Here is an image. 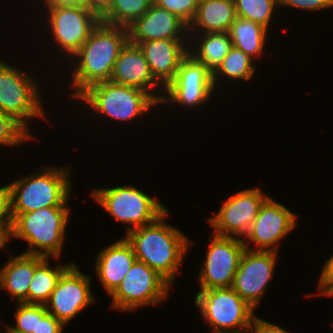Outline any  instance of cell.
Listing matches in <instances>:
<instances>
[{
	"label": "cell",
	"instance_id": "7402d4cb",
	"mask_svg": "<svg viewBox=\"0 0 333 333\" xmlns=\"http://www.w3.org/2000/svg\"><path fill=\"white\" fill-rule=\"evenodd\" d=\"M236 18L234 0L202 1L198 4L195 17L188 26V35L189 32H229Z\"/></svg>",
	"mask_w": 333,
	"mask_h": 333
},
{
	"label": "cell",
	"instance_id": "e0dca14e",
	"mask_svg": "<svg viewBox=\"0 0 333 333\" xmlns=\"http://www.w3.org/2000/svg\"><path fill=\"white\" fill-rule=\"evenodd\" d=\"M127 30L129 42L135 45L159 39L191 40L187 34L188 26L176 15L154 3Z\"/></svg>",
	"mask_w": 333,
	"mask_h": 333
},
{
	"label": "cell",
	"instance_id": "cb8c5ba5",
	"mask_svg": "<svg viewBox=\"0 0 333 333\" xmlns=\"http://www.w3.org/2000/svg\"><path fill=\"white\" fill-rule=\"evenodd\" d=\"M229 34L233 47L242 50L253 60L260 58L258 56L265 50L268 30L260 24L237 17L231 25Z\"/></svg>",
	"mask_w": 333,
	"mask_h": 333
},
{
	"label": "cell",
	"instance_id": "836d02e7",
	"mask_svg": "<svg viewBox=\"0 0 333 333\" xmlns=\"http://www.w3.org/2000/svg\"><path fill=\"white\" fill-rule=\"evenodd\" d=\"M323 270L319 275L317 295H326L333 291V255L323 265Z\"/></svg>",
	"mask_w": 333,
	"mask_h": 333
},
{
	"label": "cell",
	"instance_id": "74e56055",
	"mask_svg": "<svg viewBox=\"0 0 333 333\" xmlns=\"http://www.w3.org/2000/svg\"><path fill=\"white\" fill-rule=\"evenodd\" d=\"M45 8L50 7H81L85 6L84 0H44Z\"/></svg>",
	"mask_w": 333,
	"mask_h": 333
},
{
	"label": "cell",
	"instance_id": "4fadbf2b",
	"mask_svg": "<svg viewBox=\"0 0 333 333\" xmlns=\"http://www.w3.org/2000/svg\"><path fill=\"white\" fill-rule=\"evenodd\" d=\"M212 73L207 67L187 54L180 62L174 80L164 89L162 103H178L196 108L208 101L213 91Z\"/></svg>",
	"mask_w": 333,
	"mask_h": 333
},
{
	"label": "cell",
	"instance_id": "5bb4252c",
	"mask_svg": "<svg viewBox=\"0 0 333 333\" xmlns=\"http://www.w3.org/2000/svg\"><path fill=\"white\" fill-rule=\"evenodd\" d=\"M95 301L91 292V278L75 263L62 273L45 307L64 325Z\"/></svg>",
	"mask_w": 333,
	"mask_h": 333
},
{
	"label": "cell",
	"instance_id": "277c9868",
	"mask_svg": "<svg viewBox=\"0 0 333 333\" xmlns=\"http://www.w3.org/2000/svg\"><path fill=\"white\" fill-rule=\"evenodd\" d=\"M70 209L68 206L43 207L21 213L13 220V239L28 242L23 253L58 259L64 244Z\"/></svg>",
	"mask_w": 333,
	"mask_h": 333
},
{
	"label": "cell",
	"instance_id": "60d3db41",
	"mask_svg": "<svg viewBox=\"0 0 333 333\" xmlns=\"http://www.w3.org/2000/svg\"><path fill=\"white\" fill-rule=\"evenodd\" d=\"M326 296H331L333 297V291L331 293H327Z\"/></svg>",
	"mask_w": 333,
	"mask_h": 333
},
{
	"label": "cell",
	"instance_id": "83f0119b",
	"mask_svg": "<svg viewBox=\"0 0 333 333\" xmlns=\"http://www.w3.org/2000/svg\"><path fill=\"white\" fill-rule=\"evenodd\" d=\"M234 3L237 17L251 20L267 30L276 8H279L278 0H234Z\"/></svg>",
	"mask_w": 333,
	"mask_h": 333
},
{
	"label": "cell",
	"instance_id": "484cf974",
	"mask_svg": "<svg viewBox=\"0 0 333 333\" xmlns=\"http://www.w3.org/2000/svg\"><path fill=\"white\" fill-rule=\"evenodd\" d=\"M154 0H113L109 8L100 16V21L114 26L128 27L142 17Z\"/></svg>",
	"mask_w": 333,
	"mask_h": 333
},
{
	"label": "cell",
	"instance_id": "7a4b0ae2",
	"mask_svg": "<svg viewBox=\"0 0 333 333\" xmlns=\"http://www.w3.org/2000/svg\"><path fill=\"white\" fill-rule=\"evenodd\" d=\"M128 41L126 27L100 21L73 56L76 65L71 78L74 90L71 96L78 98L91 85L110 81L114 64Z\"/></svg>",
	"mask_w": 333,
	"mask_h": 333
},
{
	"label": "cell",
	"instance_id": "52a82bcc",
	"mask_svg": "<svg viewBox=\"0 0 333 333\" xmlns=\"http://www.w3.org/2000/svg\"><path fill=\"white\" fill-rule=\"evenodd\" d=\"M77 99L87 103L91 110L98 112V115H104L119 122L132 121L158 104L141 89L111 81L91 85Z\"/></svg>",
	"mask_w": 333,
	"mask_h": 333
},
{
	"label": "cell",
	"instance_id": "d6a6232c",
	"mask_svg": "<svg viewBox=\"0 0 333 333\" xmlns=\"http://www.w3.org/2000/svg\"><path fill=\"white\" fill-rule=\"evenodd\" d=\"M278 1H279L278 7L289 6L313 12L333 7L332 0H278Z\"/></svg>",
	"mask_w": 333,
	"mask_h": 333
},
{
	"label": "cell",
	"instance_id": "30bf717a",
	"mask_svg": "<svg viewBox=\"0 0 333 333\" xmlns=\"http://www.w3.org/2000/svg\"><path fill=\"white\" fill-rule=\"evenodd\" d=\"M198 281L201 290L232 287L242 253L243 239L211 235Z\"/></svg>",
	"mask_w": 333,
	"mask_h": 333
},
{
	"label": "cell",
	"instance_id": "8fae6325",
	"mask_svg": "<svg viewBox=\"0 0 333 333\" xmlns=\"http://www.w3.org/2000/svg\"><path fill=\"white\" fill-rule=\"evenodd\" d=\"M50 32L61 51L72 57L86 42L99 24L100 16L93 10L81 7L47 8Z\"/></svg>",
	"mask_w": 333,
	"mask_h": 333
},
{
	"label": "cell",
	"instance_id": "2e32d148",
	"mask_svg": "<svg viewBox=\"0 0 333 333\" xmlns=\"http://www.w3.org/2000/svg\"><path fill=\"white\" fill-rule=\"evenodd\" d=\"M296 222V214L268 196L245 236L256 248H252L243 239L245 249L277 252L278 243L294 229Z\"/></svg>",
	"mask_w": 333,
	"mask_h": 333
},
{
	"label": "cell",
	"instance_id": "9c48e42d",
	"mask_svg": "<svg viewBox=\"0 0 333 333\" xmlns=\"http://www.w3.org/2000/svg\"><path fill=\"white\" fill-rule=\"evenodd\" d=\"M171 285L144 262L136 260L111 294V307L126 312L142 306L161 304Z\"/></svg>",
	"mask_w": 333,
	"mask_h": 333
},
{
	"label": "cell",
	"instance_id": "4dcf8cb0",
	"mask_svg": "<svg viewBox=\"0 0 333 333\" xmlns=\"http://www.w3.org/2000/svg\"><path fill=\"white\" fill-rule=\"evenodd\" d=\"M154 4L167 9L189 26L195 17L199 2L198 0H154Z\"/></svg>",
	"mask_w": 333,
	"mask_h": 333
},
{
	"label": "cell",
	"instance_id": "ba28073f",
	"mask_svg": "<svg viewBox=\"0 0 333 333\" xmlns=\"http://www.w3.org/2000/svg\"><path fill=\"white\" fill-rule=\"evenodd\" d=\"M35 78L0 60V111L13 116L29 132L30 119L45 118Z\"/></svg>",
	"mask_w": 333,
	"mask_h": 333
},
{
	"label": "cell",
	"instance_id": "4316f807",
	"mask_svg": "<svg viewBox=\"0 0 333 333\" xmlns=\"http://www.w3.org/2000/svg\"><path fill=\"white\" fill-rule=\"evenodd\" d=\"M254 60L245 54L242 50L232 47L225 56L218 69L212 74L213 85L220 84L219 77H228L230 80H251L256 71L253 66ZM218 83H217V82Z\"/></svg>",
	"mask_w": 333,
	"mask_h": 333
},
{
	"label": "cell",
	"instance_id": "f1b7e54d",
	"mask_svg": "<svg viewBox=\"0 0 333 333\" xmlns=\"http://www.w3.org/2000/svg\"><path fill=\"white\" fill-rule=\"evenodd\" d=\"M36 138L13 116L0 111V145L17 146Z\"/></svg>",
	"mask_w": 333,
	"mask_h": 333
},
{
	"label": "cell",
	"instance_id": "3957f363",
	"mask_svg": "<svg viewBox=\"0 0 333 333\" xmlns=\"http://www.w3.org/2000/svg\"><path fill=\"white\" fill-rule=\"evenodd\" d=\"M42 169L7 185L12 220L21 213L43 207L68 206L71 196L70 170L66 167Z\"/></svg>",
	"mask_w": 333,
	"mask_h": 333
},
{
	"label": "cell",
	"instance_id": "8d00e7d4",
	"mask_svg": "<svg viewBox=\"0 0 333 333\" xmlns=\"http://www.w3.org/2000/svg\"><path fill=\"white\" fill-rule=\"evenodd\" d=\"M113 0H84L85 7L101 16L111 5Z\"/></svg>",
	"mask_w": 333,
	"mask_h": 333
},
{
	"label": "cell",
	"instance_id": "5b68a950",
	"mask_svg": "<svg viewBox=\"0 0 333 333\" xmlns=\"http://www.w3.org/2000/svg\"><path fill=\"white\" fill-rule=\"evenodd\" d=\"M90 195L115 220L127 224L126 234L153 223L168 210L156 197L152 198L133 185L98 188Z\"/></svg>",
	"mask_w": 333,
	"mask_h": 333
},
{
	"label": "cell",
	"instance_id": "f35d334b",
	"mask_svg": "<svg viewBox=\"0 0 333 333\" xmlns=\"http://www.w3.org/2000/svg\"><path fill=\"white\" fill-rule=\"evenodd\" d=\"M13 238V224H0V250L7 247V242Z\"/></svg>",
	"mask_w": 333,
	"mask_h": 333
},
{
	"label": "cell",
	"instance_id": "1f68e13d",
	"mask_svg": "<svg viewBox=\"0 0 333 333\" xmlns=\"http://www.w3.org/2000/svg\"><path fill=\"white\" fill-rule=\"evenodd\" d=\"M64 327L60 320L48 313L45 305L37 304L36 333H62Z\"/></svg>",
	"mask_w": 333,
	"mask_h": 333
},
{
	"label": "cell",
	"instance_id": "6da1fadb",
	"mask_svg": "<svg viewBox=\"0 0 333 333\" xmlns=\"http://www.w3.org/2000/svg\"><path fill=\"white\" fill-rule=\"evenodd\" d=\"M168 215L167 210L153 223L128 232L125 238L136 260L144 262L172 285L192 241L178 228L164 223Z\"/></svg>",
	"mask_w": 333,
	"mask_h": 333
},
{
	"label": "cell",
	"instance_id": "603a6c76",
	"mask_svg": "<svg viewBox=\"0 0 333 333\" xmlns=\"http://www.w3.org/2000/svg\"><path fill=\"white\" fill-rule=\"evenodd\" d=\"M192 35L195 36L197 45L193 43L194 49L189 47L188 54L204 64L213 74L233 47L229 32L192 33Z\"/></svg>",
	"mask_w": 333,
	"mask_h": 333
},
{
	"label": "cell",
	"instance_id": "9a60e30c",
	"mask_svg": "<svg viewBox=\"0 0 333 333\" xmlns=\"http://www.w3.org/2000/svg\"><path fill=\"white\" fill-rule=\"evenodd\" d=\"M277 253L248 249L242 253L231 288L254 309L266 293L273 277Z\"/></svg>",
	"mask_w": 333,
	"mask_h": 333
},
{
	"label": "cell",
	"instance_id": "ab89813d",
	"mask_svg": "<svg viewBox=\"0 0 333 333\" xmlns=\"http://www.w3.org/2000/svg\"><path fill=\"white\" fill-rule=\"evenodd\" d=\"M6 328H7V330L5 333H17L15 331L11 330L8 326H6Z\"/></svg>",
	"mask_w": 333,
	"mask_h": 333
},
{
	"label": "cell",
	"instance_id": "ac0fdd59",
	"mask_svg": "<svg viewBox=\"0 0 333 333\" xmlns=\"http://www.w3.org/2000/svg\"><path fill=\"white\" fill-rule=\"evenodd\" d=\"M110 81L141 89L160 105L163 95H155L154 90L157 91L158 88L164 92V88L154 79L138 45L128 41L122 48L114 64Z\"/></svg>",
	"mask_w": 333,
	"mask_h": 333
},
{
	"label": "cell",
	"instance_id": "d6986e66",
	"mask_svg": "<svg viewBox=\"0 0 333 333\" xmlns=\"http://www.w3.org/2000/svg\"><path fill=\"white\" fill-rule=\"evenodd\" d=\"M189 40L159 39L137 44L154 79L165 89L175 78L180 62L188 54Z\"/></svg>",
	"mask_w": 333,
	"mask_h": 333
},
{
	"label": "cell",
	"instance_id": "ffe728a7",
	"mask_svg": "<svg viewBox=\"0 0 333 333\" xmlns=\"http://www.w3.org/2000/svg\"><path fill=\"white\" fill-rule=\"evenodd\" d=\"M96 256V275L111 295L136 261L133 248L124 237L100 250Z\"/></svg>",
	"mask_w": 333,
	"mask_h": 333
},
{
	"label": "cell",
	"instance_id": "7c38bea8",
	"mask_svg": "<svg viewBox=\"0 0 333 333\" xmlns=\"http://www.w3.org/2000/svg\"><path fill=\"white\" fill-rule=\"evenodd\" d=\"M267 198L259 188L240 190L230 196L221 205L218 213L208 219L215 230L213 233L224 237L244 238Z\"/></svg>",
	"mask_w": 333,
	"mask_h": 333
},
{
	"label": "cell",
	"instance_id": "44dd1931",
	"mask_svg": "<svg viewBox=\"0 0 333 333\" xmlns=\"http://www.w3.org/2000/svg\"><path fill=\"white\" fill-rule=\"evenodd\" d=\"M45 258L25 253L11 256L5 266L0 269V287L8 292L11 299L28 303V290L35 268Z\"/></svg>",
	"mask_w": 333,
	"mask_h": 333
},
{
	"label": "cell",
	"instance_id": "8992f818",
	"mask_svg": "<svg viewBox=\"0 0 333 333\" xmlns=\"http://www.w3.org/2000/svg\"><path fill=\"white\" fill-rule=\"evenodd\" d=\"M195 305L211 327V333L252 332L254 308L231 287L200 290Z\"/></svg>",
	"mask_w": 333,
	"mask_h": 333
},
{
	"label": "cell",
	"instance_id": "d4e9b609",
	"mask_svg": "<svg viewBox=\"0 0 333 333\" xmlns=\"http://www.w3.org/2000/svg\"><path fill=\"white\" fill-rule=\"evenodd\" d=\"M45 258L36 268L28 290V304L45 305L55 289L59 277L71 264L50 267Z\"/></svg>",
	"mask_w": 333,
	"mask_h": 333
},
{
	"label": "cell",
	"instance_id": "e575fe53",
	"mask_svg": "<svg viewBox=\"0 0 333 333\" xmlns=\"http://www.w3.org/2000/svg\"><path fill=\"white\" fill-rule=\"evenodd\" d=\"M0 224H13L10 210V193L7 185L0 187Z\"/></svg>",
	"mask_w": 333,
	"mask_h": 333
},
{
	"label": "cell",
	"instance_id": "f546056e",
	"mask_svg": "<svg viewBox=\"0 0 333 333\" xmlns=\"http://www.w3.org/2000/svg\"><path fill=\"white\" fill-rule=\"evenodd\" d=\"M16 309L14 313L16 325L10 324L8 327L17 333H36L37 304L18 302Z\"/></svg>",
	"mask_w": 333,
	"mask_h": 333
},
{
	"label": "cell",
	"instance_id": "d590c367",
	"mask_svg": "<svg viewBox=\"0 0 333 333\" xmlns=\"http://www.w3.org/2000/svg\"><path fill=\"white\" fill-rule=\"evenodd\" d=\"M251 333H289L285 329L261 318L255 317Z\"/></svg>",
	"mask_w": 333,
	"mask_h": 333
}]
</instances>
